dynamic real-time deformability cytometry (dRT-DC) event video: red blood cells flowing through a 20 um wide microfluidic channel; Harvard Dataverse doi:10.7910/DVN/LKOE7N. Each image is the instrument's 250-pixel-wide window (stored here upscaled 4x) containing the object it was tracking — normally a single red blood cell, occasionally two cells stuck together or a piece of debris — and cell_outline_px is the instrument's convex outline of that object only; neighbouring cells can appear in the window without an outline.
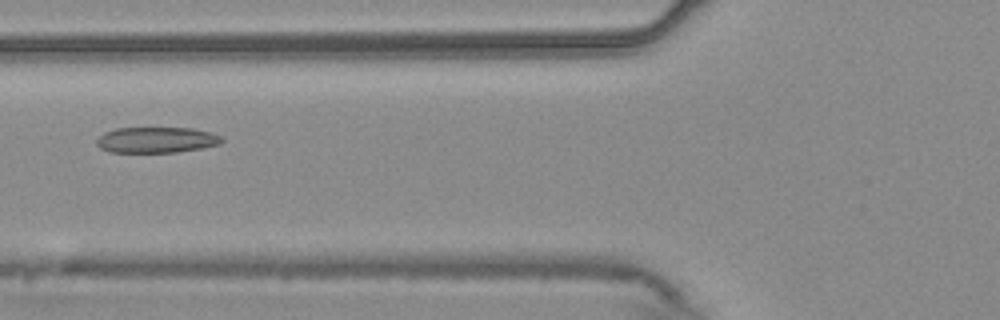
{"species": "common noctule bat (a hibernating species)", "species_latin": "Nyctalus noctula", "temperature_condition": "warm", "stored_images_in_passage": 56, "camera_frame_rate_fps": 3000, "um_per_image_px": 0.085, "animal": {"sex": "male", "body_mass_g": 20.4}, "frame": {"image": 1, "passage_image": 22, "time_ms": 7.0, "image_size_px": [1000, 320], "cell_outline_px": [[224, 140], [220, 144], [200, 148], [176, 152], [108, 152], [100, 148], [96, 144], [96, 140], [104, 132], [116, 128], [192, 128], [212, 132], [220, 136]], "centroid_in_image_um": [13.29, 11.89], "position_along_channel_um": 112.5, "area_um2": 18.84}}
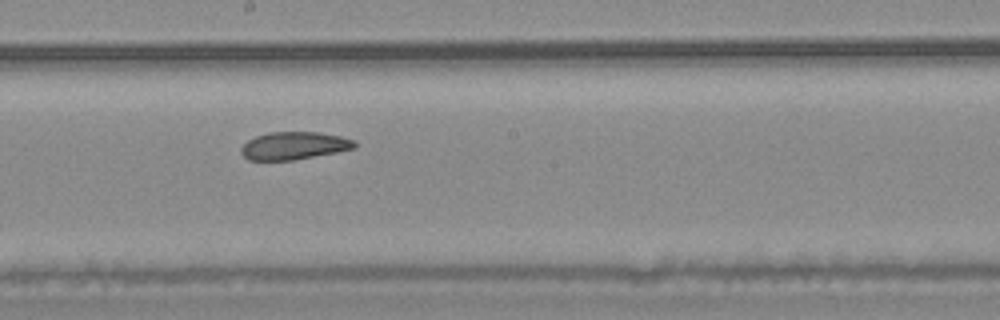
{"frame": {"image": 2, "passage_image": 31, "time_ms": 10.0, "image_size_px": [1000, 320], "cell_outline_px": [[356, 148], [336, 152], [292, 160], [248, 160], [240, 152], [240, 148], [248, 140], [256, 136], [268, 132], [316, 132], [340, 136], [356, 140]], "centroid_in_image_um": [24.99, 12.38], "position_along_channel_um": 223.2, "area_um2": 18.26}}
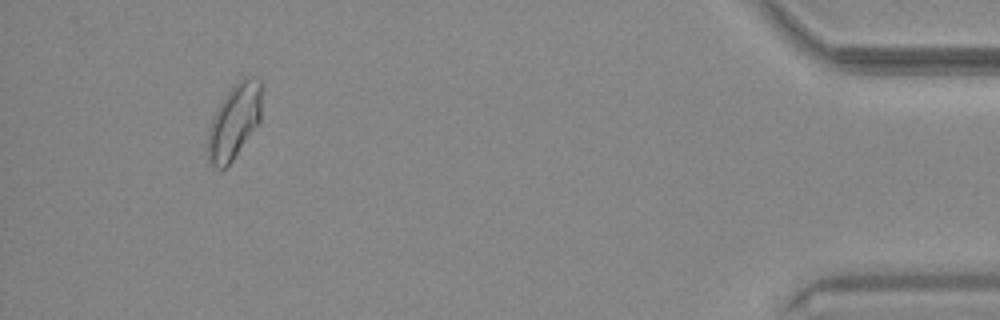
{"frame": {"image": 3, "passage_image": 52, "time_ms": 17.0, "image_size_px": [1000, 320], "cell_outline_px": [[264, 84], [260, 120], [232, 160], [224, 168], [216, 168], [208, 164], [208, 128], [220, 104], [228, 92], [244, 76], [256, 76]], "centroid_in_image_um": [19.95, 10.27], "position_along_channel_um": 415.2, "area_um2": 23.41}, "authors_computed_cell_mechanics": {"area_um2": 20.7213, "velocity_mm_per_s": 3.6859, "shape_relaxation_time_tau1_ms": null, "shape_relaxation_time_tau2_ms": 1.6863, "deformation_change_tau1": null, "deformation_change_tau2": 0.0647}}